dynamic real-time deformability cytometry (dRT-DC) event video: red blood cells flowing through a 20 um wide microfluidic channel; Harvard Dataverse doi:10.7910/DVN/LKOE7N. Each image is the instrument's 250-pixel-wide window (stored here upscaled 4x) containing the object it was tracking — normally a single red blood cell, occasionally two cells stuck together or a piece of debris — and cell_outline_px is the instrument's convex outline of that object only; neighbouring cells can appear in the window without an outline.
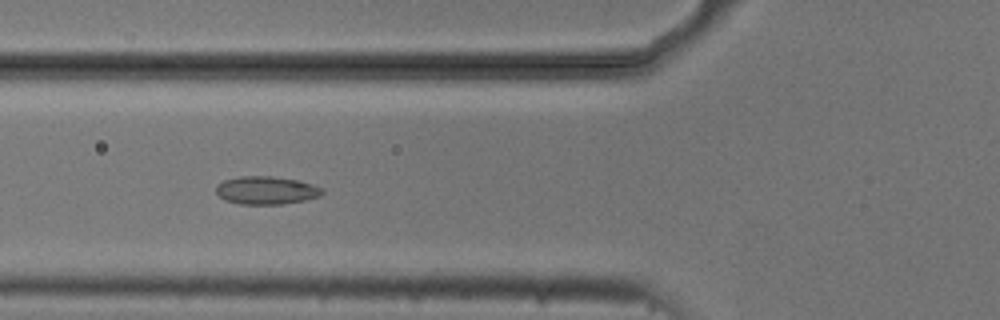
{"species": "common noctule bat (a hibernating species)", "species_latin": "Nyctalus noctula", "temperature_condition": "cold", "stored_images_in_passage": 5, "camera_frame_rate_fps": 3000, "um_per_image_px": 0.085, "animal": {"sex": "male", "body_mass_g": 20.5, "forearm_length_mm": 52.5}, "frame": {"image": 1, "passage_image": 5, "time_ms": 1.333, "image_size_px": [1000, 320], "cell_outline_px": [[324, 192], [320, 196], [304, 200], [280, 204], [240, 204], [224, 200], [216, 192], [216, 184], [224, 180], [240, 176], [272, 176], [300, 180], [312, 184], [320, 188]], "centroid_in_image_um": [22.61, 16.17], "position_along_channel_um": 103.2, "area_um2": 17.34}}